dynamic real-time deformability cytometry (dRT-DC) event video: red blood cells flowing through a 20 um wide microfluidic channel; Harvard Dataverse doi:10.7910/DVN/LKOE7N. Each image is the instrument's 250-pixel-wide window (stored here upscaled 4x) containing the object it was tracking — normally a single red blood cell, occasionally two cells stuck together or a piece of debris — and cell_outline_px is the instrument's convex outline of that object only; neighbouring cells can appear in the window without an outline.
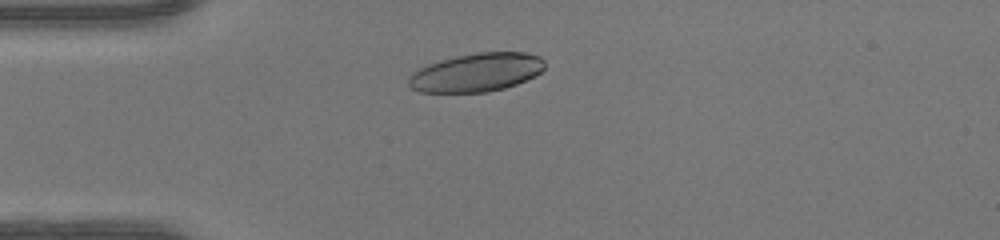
{"species": "human", "species_latin": "Homo sapiens", "temperature_condition": "warm", "stored_images_in_passage": 43, "camera_frame_rate_fps": 3000, "um_per_image_px": 0.085, "donor": {"sex": "female"}, "frame": {"image": 1, "passage_image": 7, "time_ms": 2.0, "image_size_px": [1000, 240], "cell_outline_px": [[544, 68], [536, 76], [516, 84], [504, 88], [488, 92], [420, 92], [412, 88], [408, 84], [408, 76], [412, 72], [428, 64], [440, 60], [456, 56], [476, 52], [524, 52], [540, 56], [544, 60]], "centroid_in_image_um": [40.5, 6.15], "position_along_channel_um": 44.5, "area_um2": 30.63}}
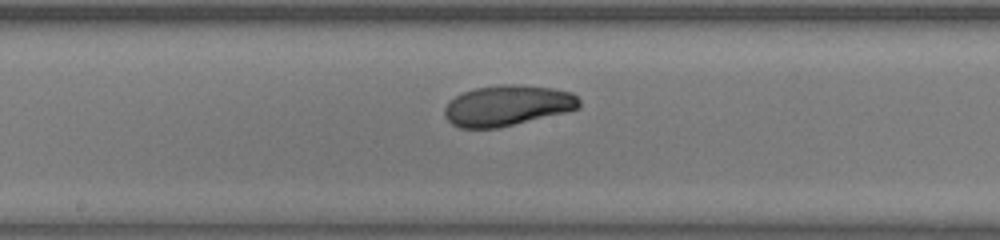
{"frame": {"image": 2, "passage_image": 20, "time_ms": 6.333, "image_size_px": [1000, 240], "cell_outline_px": [[580, 108], [568, 112], [500, 128], [460, 128], [452, 124], [444, 116], [444, 108], [456, 96], [464, 92], [476, 88], [500, 84], [520, 84], [552, 88], [572, 92], [580, 100]], "centroid_in_image_um": [43.16, 8.98], "position_along_channel_um": 205.0, "area_um2": 32.14}}
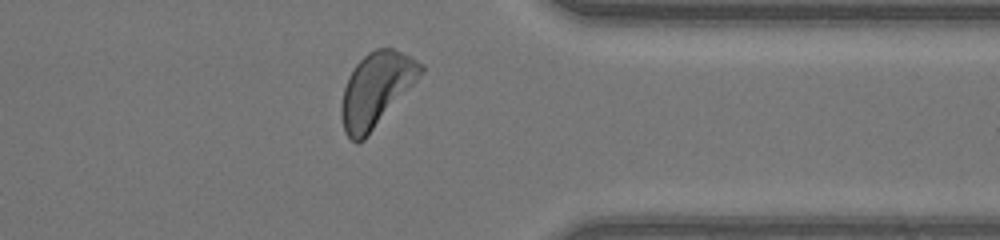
{"frame": {"image": 3, "passage_image": 33, "time_ms": 10.667, "image_size_px": [1000, 240], "cell_outline_px": [[424, 72], [364, 140], [356, 144], [344, 132], [340, 116], [340, 108], [344, 88], [348, 76], [356, 64], [368, 52], [376, 48], [392, 48], [424, 64]], "centroid_in_image_um": [31.95, 7.63], "position_along_channel_um": 379.4, "area_um2": 34.04}, "authors_computed_cell_mechanics": {"area_um2": 32.1368, "velocity_mm_per_s": 4.2169, "shape_relaxation_time_tau1_ms": 4.4665, "shape_relaxation_time_tau2_ms": null, "deformation_change_tau1": 0.1768, "deformation_change_tau2": null}}